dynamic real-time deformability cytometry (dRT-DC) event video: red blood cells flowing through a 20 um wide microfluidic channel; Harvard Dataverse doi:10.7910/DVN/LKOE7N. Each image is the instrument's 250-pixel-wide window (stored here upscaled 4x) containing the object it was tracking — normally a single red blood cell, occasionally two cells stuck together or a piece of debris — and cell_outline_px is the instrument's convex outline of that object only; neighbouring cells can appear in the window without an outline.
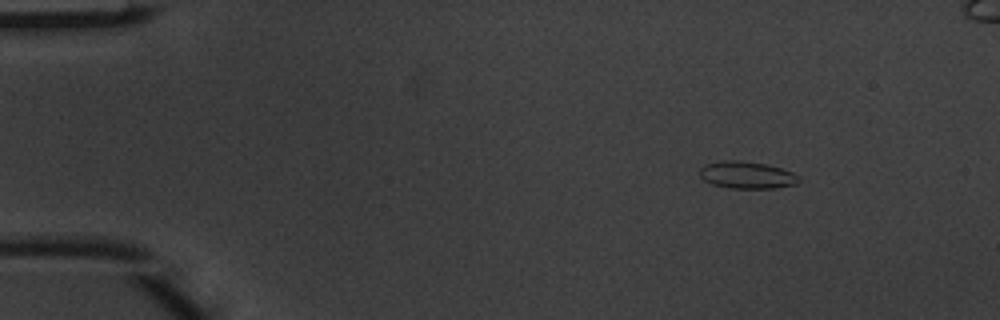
{"species": "common noctule bat (a hibernating species)", "species_latin": "Nyctalus noctula", "temperature_condition": "warm", "stored_images_in_passage": 4, "camera_frame_rate_fps": 3000, "um_per_image_px": 0.085, "animal": {"sex": "male", "body_mass_g": 20.1, "forearm_length_mm": 53.5}, "frame": {"image": 1, "passage_image": 1, "time_ms": 0.0, "image_size_px": [1000, 320], "cell_outline_px": [[800, 180], [796, 184], [776, 188], [728, 188], [712, 184], [704, 180], [700, 176], [700, 168], [704, 164], [724, 160], [740, 160], [768, 164], [792, 172], [800, 176]], "centroid_in_image_um": [63.49, 14.87], "position_along_channel_um": 21.5, "area_um2": 15.84}}